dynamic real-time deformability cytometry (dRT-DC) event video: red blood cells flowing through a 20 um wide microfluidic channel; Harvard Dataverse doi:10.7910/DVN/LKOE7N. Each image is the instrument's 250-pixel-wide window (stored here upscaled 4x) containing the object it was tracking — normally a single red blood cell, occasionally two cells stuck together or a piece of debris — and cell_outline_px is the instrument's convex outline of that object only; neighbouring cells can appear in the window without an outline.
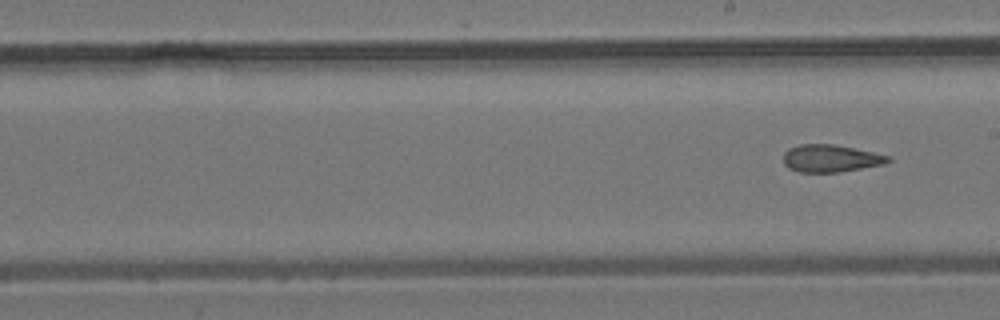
{"species": "common noctule bat (a hibernating species)", "species_latin": "Nyctalus noctula", "temperature_condition": "room temperature", "stored_images_in_passage": 9, "segment_of_instrument_passage": [2, 2], "camera_frame_rate_fps": 3000, "um_per_image_px": 0.085, "animal": {"sex": "male", "body_mass_g": 19.2, "forearm_length_mm": 51.8}, "frame": {"image": 1, "passage_image": 9, "time_ms": 10.0, "image_size_px": [1000, 320], "cell_outline_px": [[892, 160], [884, 164], [840, 172], [800, 172], [788, 168], [784, 164], [784, 152], [788, 148], [800, 144], [832, 144], [892, 156]], "centroid_in_image_um": [70.6, 13.46], "position_along_channel_um": 218.4, "area_um2": 16.7}}